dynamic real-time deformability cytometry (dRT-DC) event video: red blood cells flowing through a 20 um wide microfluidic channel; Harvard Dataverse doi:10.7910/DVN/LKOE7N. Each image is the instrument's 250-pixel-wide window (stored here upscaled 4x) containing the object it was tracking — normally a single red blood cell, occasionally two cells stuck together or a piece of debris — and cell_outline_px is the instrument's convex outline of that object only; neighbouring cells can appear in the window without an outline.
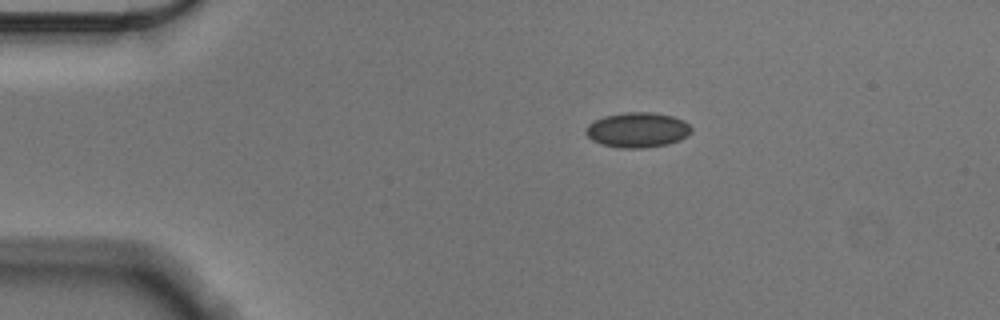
{"species": "Egyptian fruit bat (a non-hibernating species)", "species_latin": "Rousettus aegyptiacus", "temperature_condition": "cold", "stored_images_in_passage": 18, "camera_frame_rate_fps": 3000, "um_per_image_px": 0.085, "animal": {"sex": "male"}, "frame": {"image": 1, "passage_image": 1, "time_ms": 0.0, "image_size_px": [1000, 320], "cell_outline_px": [[692, 132], [688, 136], [680, 140], [668, 144], [644, 148], [620, 148], [600, 144], [592, 140], [584, 132], [588, 124], [604, 116], [624, 112], [652, 112], [672, 116], [684, 120], [692, 128]], "centroid_in_image_um": [54.2, 11.05], "position_along_channel_um": 30.8, "area_um2": 21.73}}
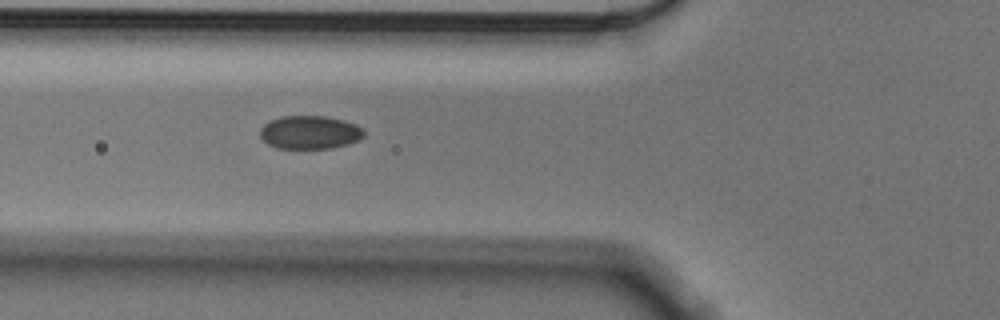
{"frame": {"image": 2, "passage_image": 11, "time_ms": 3.333, "image_size_px": [1000, 320], "cell_outline_px": [[364, 136], [348, 144], [332, 148], [276, 148], [268, 144], [260, 136], [260, 128], [264, 124], [280, 116], [328, 116], [344, 120], [356, 124], [364, 128]], "centroid_in_image_um": [26.34, 11.24], "position_along_channel_um": 99.5, "area_um2": 20.23}}
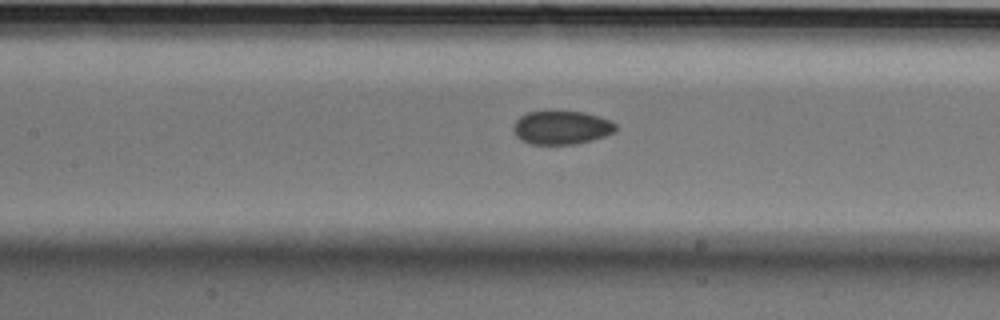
{"frame": {"image": 3, "passage_image": 16, "time_ms": 5.0, "image_size_px": [1000, 320], "cell_outline_px": [[616, 132], [592, 140], [576, 144], [532, 144], [520, 140], [516, 136], [512, 128], [512, 124], [520, 116], [528, 112], [584, 112], [608, 120], [616, 124]], "centroid_in_image_um": [47.7, 10.86], "position_along_channel_um": 159.7, "area_um2": 19.88}}